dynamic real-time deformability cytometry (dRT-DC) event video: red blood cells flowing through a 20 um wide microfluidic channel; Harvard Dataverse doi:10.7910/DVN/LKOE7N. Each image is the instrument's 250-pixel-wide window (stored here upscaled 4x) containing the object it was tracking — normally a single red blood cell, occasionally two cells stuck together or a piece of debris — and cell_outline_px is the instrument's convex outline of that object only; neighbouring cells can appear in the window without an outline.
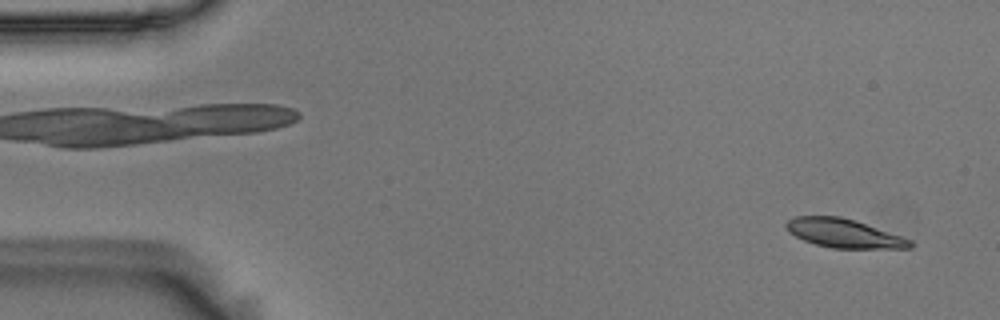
{"species": "Egyptian fruit bat (a non-hibernating species)", "species_latin": "Rousettus aegyptiacus", "temperature_condition": "room temperature", "stored_images_in_passage": 55, "camera_frame_rate_fps": 3000, "um_per_image_px": 0.085, "animal": {"sex": "male"}, "frame": {"image": 1, "passage_image": 3, "time_ms": 0.667, "image_size_px": [1000, 320], "cell_outline_px": [[916, 244], [912, 248], [832, 248], [816, 244], [804, 240], [788, 232], [784, 224], [792, 216], [840, 216], [856, 220], [912, 240]], "centroid_in_image_um": [71.73, 19.82], "position_along_channel_um": 13.3, "area_um2": 20.87}}
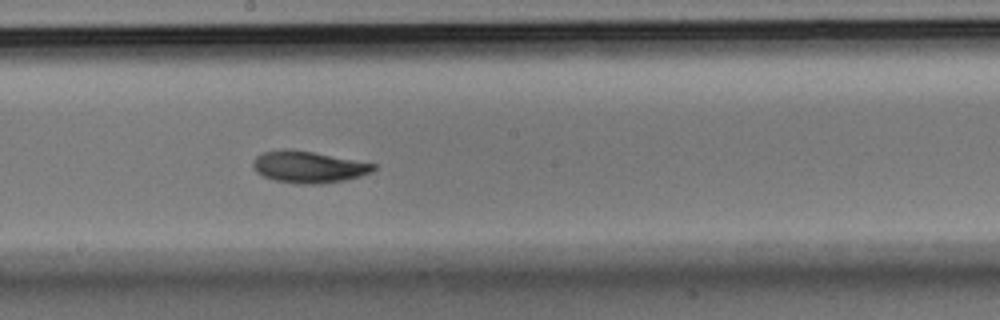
{"frame": {"image": 2, "passage_image": 30, "time_ms": 9.667, "image_size_px": [1000, 320], "cell_outline_px": [[376, 168], [372, 172], [360, 176], [344, 180], [320, 184], [300, 184], [272, 180], [256, 172], [252, 164], [252, 160], [256, 156], [264, 152], [284, 148], [292, 148], [376, 164]], "centroid_in_image_um": [26.19, 14.18], "position_along_channel_um": 222.0, "area_um2": 22.37}}
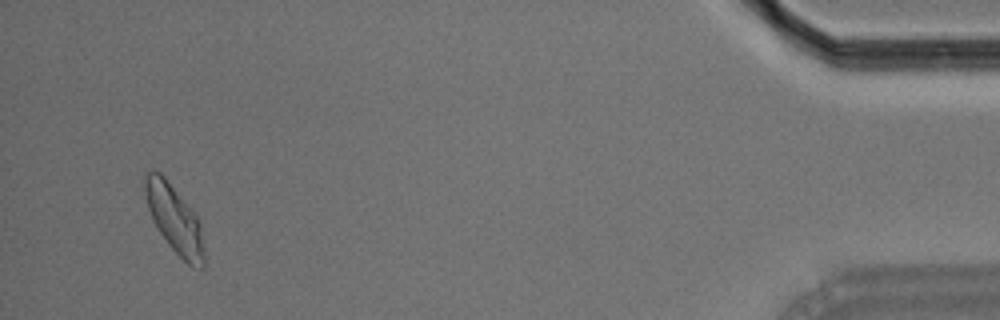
{"frame": {"image": 3, "passage_image": 53, "time_ms": 17.333, "image_size_px": [1000, 320], "cell_outline_px": [[204, 268], [192, 268], [168, 244], [152, 220], [144, 196], [144, 172], [152, 168], [160, 172], [164, 176], [200, 220], [204, 248]], "centroid_in_image_um": [14.81, 18.59], "position_along_channel_um": 420.4, "area_um2": 23.52}, "authors_computed_cell_mechanics": {"area_um2": 21.7906, "velocity_mm_per_s": 3.5856, "shape_relaxation_time_tau1_ms": 3.138, "shape_relaxation_time_tau2_ms": 2.8384, "deformation_change_tau1": 0.1485, "deformation_change_tau2": 0.0815}}